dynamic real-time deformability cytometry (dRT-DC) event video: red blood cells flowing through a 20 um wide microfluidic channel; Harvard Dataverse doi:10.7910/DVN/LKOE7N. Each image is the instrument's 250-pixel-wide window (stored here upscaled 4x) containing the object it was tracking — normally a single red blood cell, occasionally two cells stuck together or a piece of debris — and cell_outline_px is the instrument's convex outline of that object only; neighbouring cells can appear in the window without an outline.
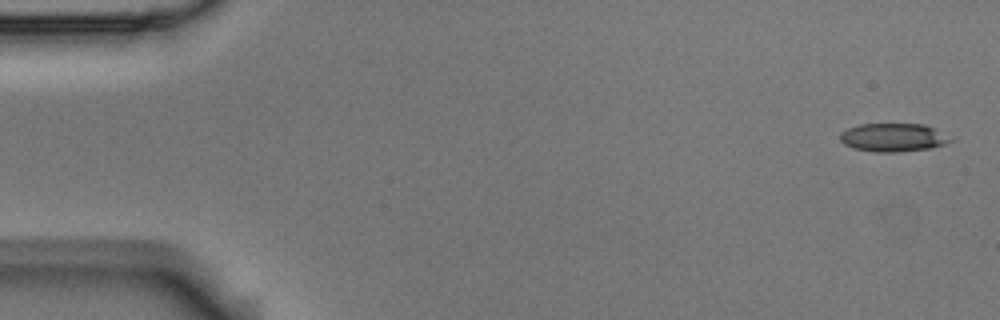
{"species": "Egyptian fruit bat (a non-hibernating species)", "species_latin": "Rousettus aegyptiacus", "temperature_condition": "room temperature", "stored_images_in_passage": 5, "camera_frame_rate_fps": 3000, "um_per_image_px": 0.085, "animal": {"sex": "male"}, "frame": {"image": 1, "passage_image": 1, "time_ms": 0.0, "image_size_px": [1000, 320], "cell_outline_px": [[956, 140], [944, 144], [928, 148], [892, 152], [876, 152], [852, 148], [844, 144], [840, 140], [840, 132], [848, 128], [860, 124], [924, 124], [936, 128]], "centroid_in_image_um": [75.93, 11.67], "position_along_channel_um": 9.1, "area_um2": 18.26}}
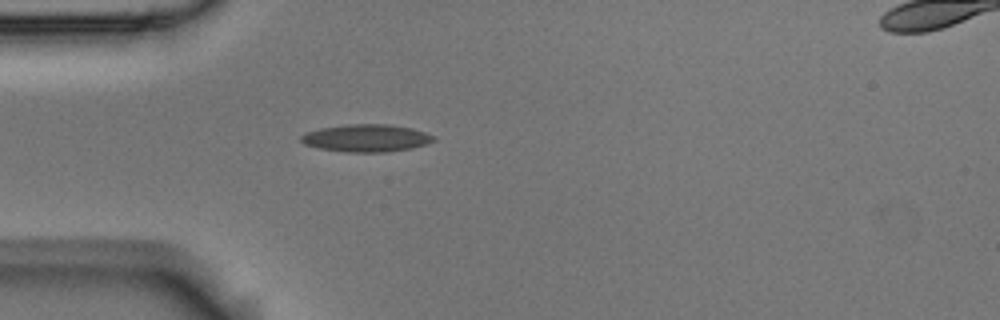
{"frame": {"image": 2, "passage_image": 5, "time_ms": 1.333, "image_size_px": [1000, 320], "cell_outline_px": [[436, 140], [428, 144], [412, 148], [388, 152], [344, 152], [320, 148], [304, 144], [300, 140], [300, 136], [304, 132], [320, 128], [352, 124], [388, 124], [412, 128], [436, 136]], "centroid_in_image_um": [31.16, 11.74], "position_along_channel_um": 53.8, "area_um2": 21.39}}